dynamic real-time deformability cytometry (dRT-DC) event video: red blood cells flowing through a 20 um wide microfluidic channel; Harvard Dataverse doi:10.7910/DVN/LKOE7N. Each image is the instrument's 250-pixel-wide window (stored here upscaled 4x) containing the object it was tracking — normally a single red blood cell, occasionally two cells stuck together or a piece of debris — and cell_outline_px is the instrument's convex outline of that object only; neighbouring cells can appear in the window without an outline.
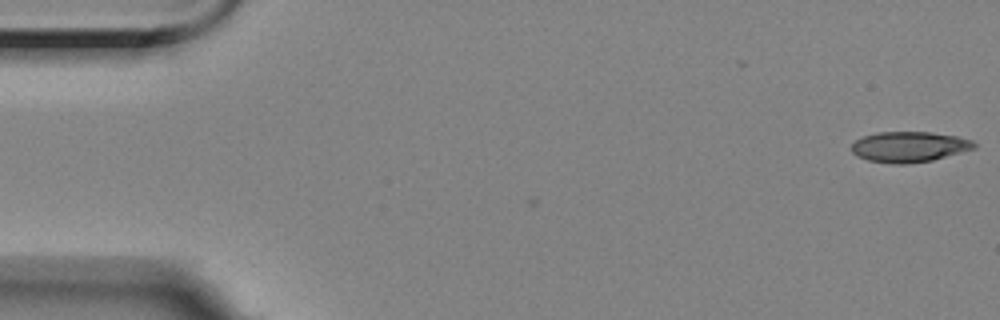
{"species": "Egyptian fruit bat (a non-hibernating species)", "species_latin": "Rousettus aegyptiacus", "temperature_condition": "room temperature", "stored_images_in_passage": 3, "camera_frame_rate_fps": 3000, "um_per_image_px": 0.085, "animal": {"sex": "female"}, "frame": {"image": 1, "passage_image": 1, "time_ms": 0.0, "image_size_px": [1000, 320], "cell_outline_px": [[976, 148], [932, 160], [908, 164], [892, 164], [868, 160], [856, 156], [852, 152], [852, 144], [856, 140], [864, 136], [876, 132], [932, 132], [956, 136], [972, 140], [976, 144]], "centroid_in_image_um": [77.27, 12.48], "position_along_channel_um": 7.7, "area_um2": 21.85}}